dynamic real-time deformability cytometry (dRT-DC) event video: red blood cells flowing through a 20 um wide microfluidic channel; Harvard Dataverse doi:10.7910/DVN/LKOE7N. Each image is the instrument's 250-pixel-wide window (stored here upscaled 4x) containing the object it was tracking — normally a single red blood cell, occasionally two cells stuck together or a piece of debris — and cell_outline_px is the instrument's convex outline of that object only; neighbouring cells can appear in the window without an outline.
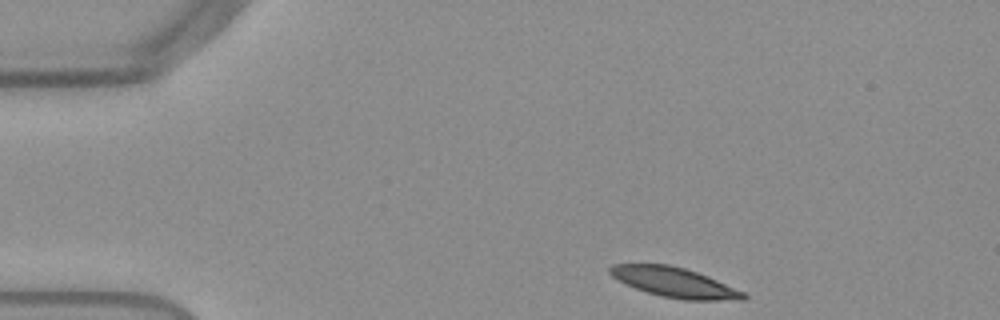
{"species": "Egyptian fruit bat (a non-hibernating species)", "species_latin": "Rousettus aegyptiacus", "temperature_condition": "warm", "stored_images_in_passage": 40, "camera_frame_rate_fps": 3000, "um_per_image_px": 0.085, "frame": {"image": 1, "passage_image": 1, "time_ms": 0.0, "image_size_px": [1000, 320], "cell_outline_px": [[748, 296], [744, 300], [684, 300], [660, 296], [636, 288], [612, 276], [608, 272], [608, 268], [612, 264], [668, 264], [684, 268], [708, 276], [744, 292]], "centroid_in_image_um": [57.34, 24.0], "position_along_channel_um": 27.7, "area_um2": 23.0}}
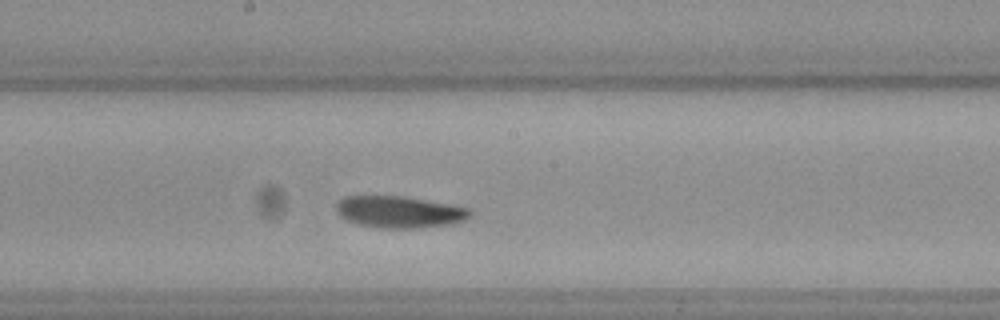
{"frame": {"image": 2, "passage_image": 21, "time_ms": 6.667, "image_size_px": [1000, 320], "cell_outline_px": [[472, 216], [464, 220], [452, 224], [420, 228], [380, 228], [360, 224], [348, 220], [340, 216], [336, 212], [336, 204], [344, 196], [404, 196], [448, 204], [468, 208], [472, 212]], "centroid_in_image_um": [33.95, 18.02], "position_along_channel_um": 214.2, "area_um2": 24.74}}
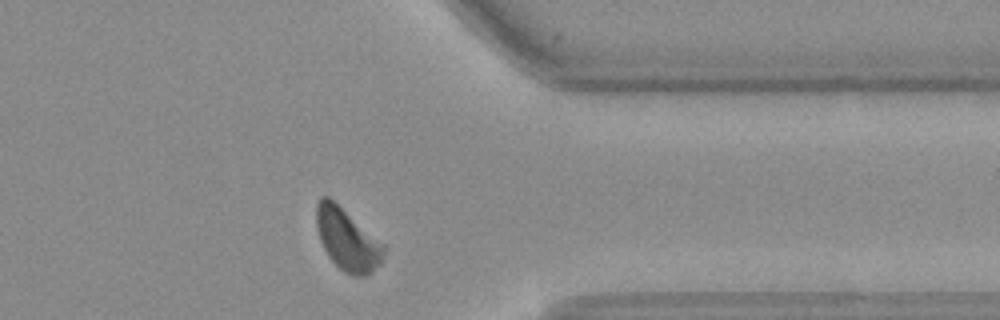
{"frame": {"image": 3, "passage_image": 35, "time_ms": 11.333, "image_size_px": [1000, 320], "cell_outline_px": [[384, 260], [372, 272], [364, 276], [352, 276], [344, 272], [328, 256], [320, 240], [316, 228], [316, 204], [320, 196], [328, 196], [384, 244]], "centroid_in_image_um": [29.51, 20.37], "position_along_channel_um": 381.9, "area_um2": 24.16}, "authors_computed_cell_mechanics": {"area_um2": 24.2471, "velocity_mm_per_s": 3.792, "shape_relaxation_time_tau1_ms": 8.2546, "shape_relaxation_time_tau2_ms": null, "deformation_change_tau1": 0.1805, "deformation_change_tau2": null}}